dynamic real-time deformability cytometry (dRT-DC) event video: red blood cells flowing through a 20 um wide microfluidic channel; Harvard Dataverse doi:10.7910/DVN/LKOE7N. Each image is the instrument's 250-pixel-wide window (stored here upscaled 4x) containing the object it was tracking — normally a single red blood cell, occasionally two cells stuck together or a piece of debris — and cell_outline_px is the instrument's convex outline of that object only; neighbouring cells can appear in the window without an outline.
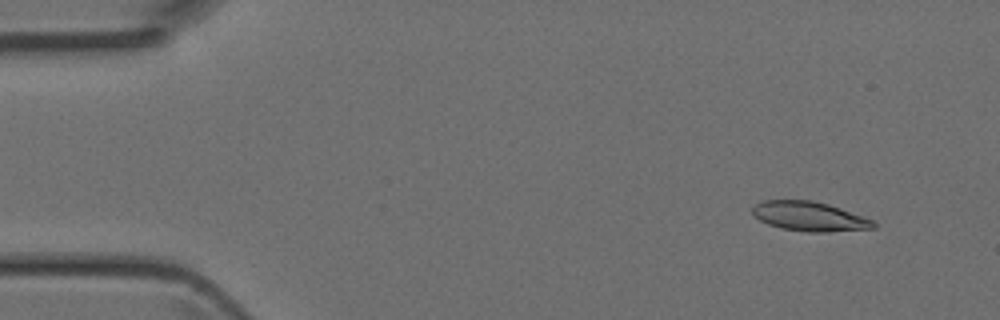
{"species": "Egyptian fruit bat (a non-hibernating species)", "species_latin": "Rousettus aegyptiacus", "temperature_condition": "room temperature", "stored_images_in_passage": 4, "camera_frame_rate_fps": 3000, "um_per_image_px": 0.085, "animal": {"sex": "female"}, "frame": {"image": 1, "passage_image": 1, "time_ms": 0.0, "image_size_px": [1000, 320], "cell_outline_px": [[876, 228], [828, 232], [808, 232], [780, 228], [768, 224], [752, 216], [752, 208], [760, 200], [812, 200], [828, 204], [840, 208], [872, 220], [876, 224]], "centroid_in_image_um": [68.76, 18.39], "position_along_channel_um": 16.2, "area_um2": 20.81}}
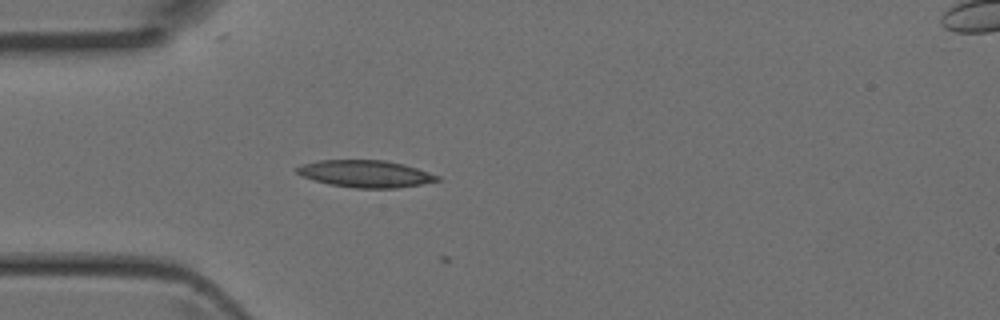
{"frame": {"image": 2, "passage_image": 3, "time_ms": 0.667, "image_size_px": [1000, 320], "cell_outline_px": [[440, 180], [420, 184], [396, 188], [356, 188], [328, 184], [304, 176], [296, 172], [296, 168], [304, 164], [320, 160], [384, 160], [404, 164], [440, 176]], "centroid_in_image_um": [31.09, 14.77], "position_along_channel_um": 53.9, "area_um2": 21.85}}